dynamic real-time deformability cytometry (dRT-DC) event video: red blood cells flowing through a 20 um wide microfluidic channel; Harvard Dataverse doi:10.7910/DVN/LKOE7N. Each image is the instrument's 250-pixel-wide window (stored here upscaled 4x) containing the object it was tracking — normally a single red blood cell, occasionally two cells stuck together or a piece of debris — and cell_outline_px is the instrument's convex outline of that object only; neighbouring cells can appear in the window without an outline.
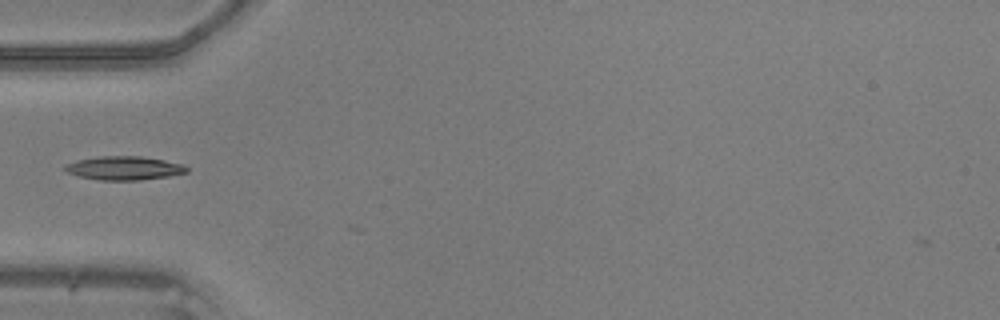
{"species": "common noctule bat (a hibernating species)", "species_latin": "Nyctalus noctula", "temperature_condition": "warm", "stored_images_in_passage": 5, "camera_frame_rate_fps": 3000, "um_per_image_px": 0.085, "animal": {"sex": "male", "body_mass_g": 20.5, "forearm_length_mm": 52.5}, "frame": {"image": 1, "passage_image": 2, "time_ms": 0.333, "image_size_px": [1000, 320], "cell_outline_px": [[188, 172], [168, 176], [140, 180], [100, 180], [80, 176], [68, 172], [64, 168], [68, 164], [76, 160], [100, 156], [140, 156], [164, 160], [184, 164], [188, 168]], "centroid_in_image_um": [10.59, 14.28], "position_along_channel_um": 74.4, "area_um2": 16.65}}
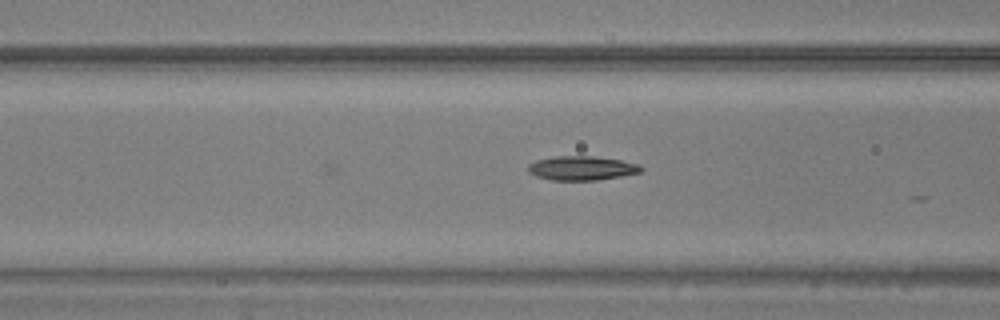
{"frame": {"image": 2, "passage_image": 5, "time_ms": 1.333, "image_size_px": [1000, 320], "cell_outline_px": [[644, 168], [640, 172], [620, 176], [596, 180], [552, 180], [536, 176], [528, 172], [528, 164], [536, 160], [556, 156], [592, 156], [620, 160], [640, 164]], "centroid_in_image_um": [49.44, 14.29], "position_along_channel_um": 117.2, "area_um2": 15.84}}